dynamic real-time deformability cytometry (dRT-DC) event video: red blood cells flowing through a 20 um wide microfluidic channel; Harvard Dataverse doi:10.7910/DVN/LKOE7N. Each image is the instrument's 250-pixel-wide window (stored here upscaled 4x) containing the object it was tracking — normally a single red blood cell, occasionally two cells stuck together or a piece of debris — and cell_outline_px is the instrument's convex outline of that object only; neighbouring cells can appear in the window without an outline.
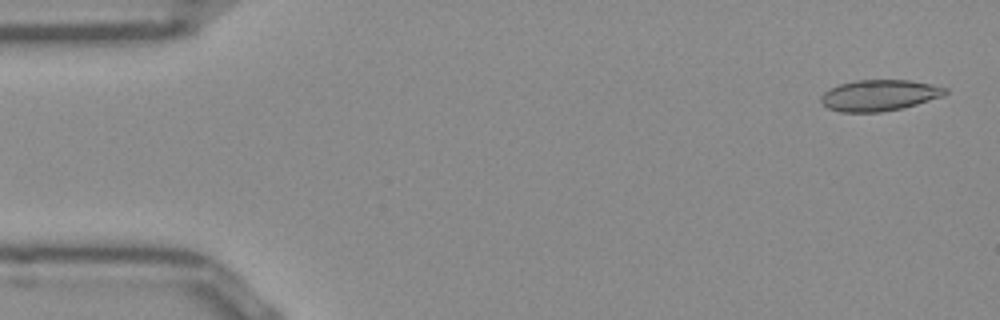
{"species": "Egyptian fruit bat (a non-hibernating species)", "species_latin": "Rousettus aegyptiacus", "temperature_condition": "room temperature", "stored_images_in_passage": 51, "camera_frame_rate_fps": 3000, "um_per_image_px": 0.085, "frame": {"image": 1, "passage_image": 2, "time_ms": 0.333, "image_size_px": [1000, 320], "cell_outline_px": [[948, 92], [944, 96], [916, 104], [900, 108], [880, 112], [840, 112], [828, 108], [820, 100], [820, 96], [824, 92], [840, 84], [856, 80], [908, 80], [948, 88]], "centroid_in_image_um": [74.74, 8.1], "position_along_channel_um": 10.3, "area_um2": 22.31}}
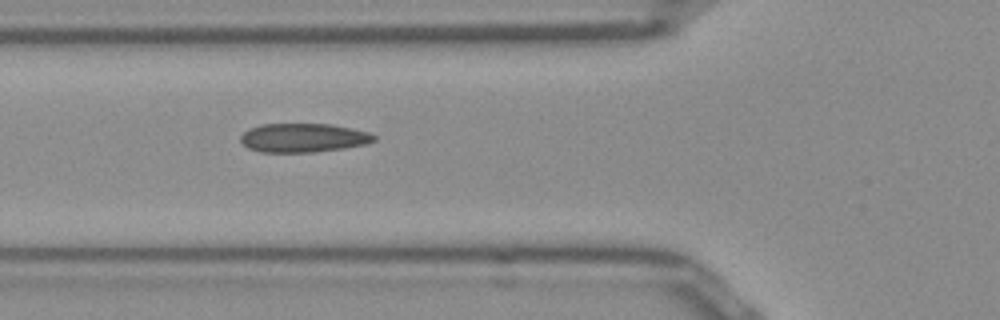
{"frame": {"image": 2, "passage_image": 18, "time_ms": 5.667, "image_size_px": [1000, 320], "cell_outline_px": [[376, 140], [364, 144], [344, 148], [312, 152], [260, 152], [248, 148], [240, 140], [240, 136], [248, 128], [260, 124], [328, 124], [368, 132], [376, 136]], "centroid_in_image_um": [25.73, 11.71], "position_along_channel_um": 100.1, "area_um2": 22.31}}
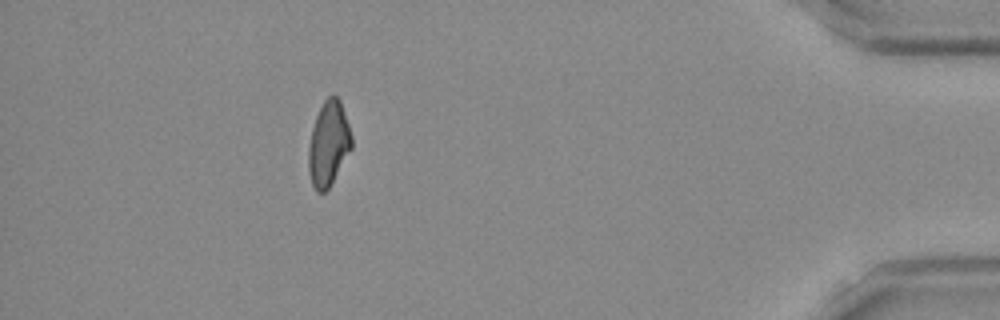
{"frame": {"image": 3, "passage_image": 46, "time_ms": 15.0, "image_size_px": [1000, 320], "cell_outline_px": [[352, 148], [328, 188], [324, 192], [316, 192], [312, 184], [308, 172], [308, 148], [312, 128], [316, 116], [324, 100], [332, 92], [340, 100], [352, 136]], "centroid_in_image_um": [27.91, 12.2], "position_along_channel_um": 407.3, "area_um2": 21.21}, "authors_computed_cell_mechanics": {"area_um2": 22.1952, "velocity_mm_per_s": 3.897, "shape_relaxation_time_tau1_ms": null, "shape_relaxation_time_tau2_ms": 3.621, "deformation_change_tau1": null, "deformation_change_tau2": 0.0954}}